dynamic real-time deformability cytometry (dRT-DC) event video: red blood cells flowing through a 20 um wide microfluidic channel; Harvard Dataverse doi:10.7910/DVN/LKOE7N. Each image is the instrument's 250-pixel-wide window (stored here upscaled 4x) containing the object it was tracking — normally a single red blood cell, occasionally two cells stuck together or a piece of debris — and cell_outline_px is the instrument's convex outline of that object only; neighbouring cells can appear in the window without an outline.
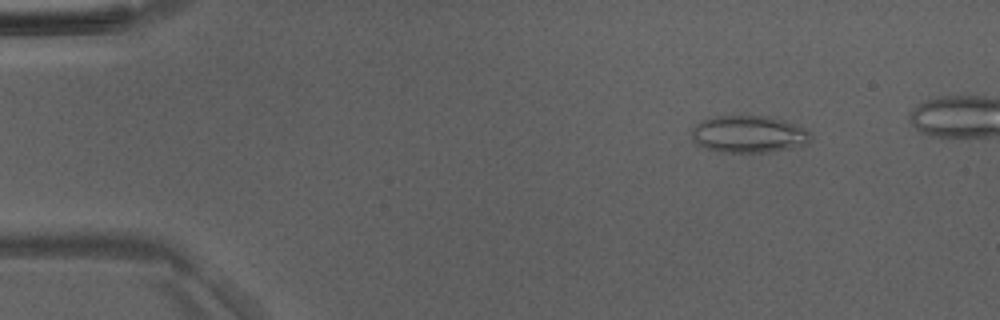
{"species": "Egyptian fruit bat (a non-hibernating species)", "species_latin": "Rousettus aegyptiacus", "temperature_condition": "room temperature", "stored_images_in_passage": 6, "camera_frame_rate_fps": 3000, "um_per_image_px": 0.085, "animal": {"sex": "male"}, "frame": {"image": 1, "passage_image": 2, "time_ms": 1.0, "image_size_px": [1000, 320], "cell_outline_px": [[812, 136], [804, 144], [788, 148], [768, 152], [720, 152], [704, 148], [696, 144], [692, 136], [692, 128], [696, 124], [704, 120], [716, 116], [768, 116], [784, 120], [804, 128]], "centroid_in_image_um": [63.6, 11.4], "position_along_channel_um": 21.4, "area_um2": 25.49}}